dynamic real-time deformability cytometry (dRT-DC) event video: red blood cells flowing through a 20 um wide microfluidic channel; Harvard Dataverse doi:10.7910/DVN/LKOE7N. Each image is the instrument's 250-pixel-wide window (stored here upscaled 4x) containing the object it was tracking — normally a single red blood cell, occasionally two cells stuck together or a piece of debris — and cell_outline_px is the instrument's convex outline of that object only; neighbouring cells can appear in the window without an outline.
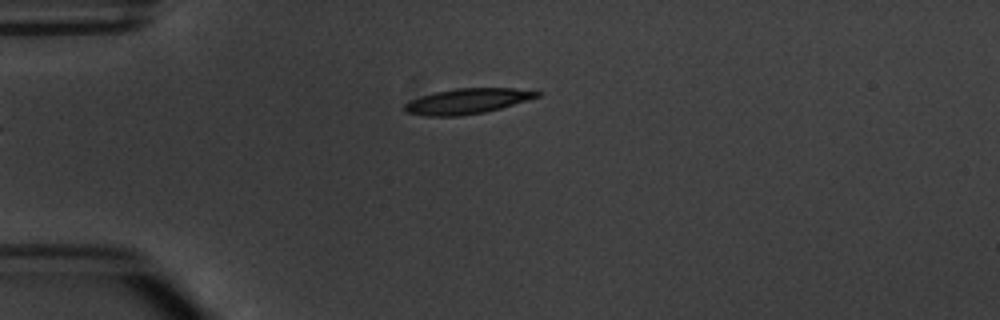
{"species": "common noctule bat (a hibernating species)", "species_latin": "Nyctalus noctula", "temperature_condition": "warm", "stored_images_in_passage": 3, "camera_frame_rate_fps": 3000, "um_per_image_px": 0.085, "animal": {"sex": "male", "body_mass_g": 20.1, "forearm_length_mm": 53.5}, "frame": {"image": 1, "passage_image": 3, "time_ms": 2.0, "image_size_px": [1000, 320], "cell_outline_px": [[540, 96], [500, 108], [484, 112], [460, 116], [424, 116], [404, 112], [404, 104], [420, 96], [436, 92], [456, 88], [512, 88], [540, 92]], "centroid_in_image_um": [39.67, 8.6], "position_along_channel_um": 45.3, "area_um2": 19.36}}